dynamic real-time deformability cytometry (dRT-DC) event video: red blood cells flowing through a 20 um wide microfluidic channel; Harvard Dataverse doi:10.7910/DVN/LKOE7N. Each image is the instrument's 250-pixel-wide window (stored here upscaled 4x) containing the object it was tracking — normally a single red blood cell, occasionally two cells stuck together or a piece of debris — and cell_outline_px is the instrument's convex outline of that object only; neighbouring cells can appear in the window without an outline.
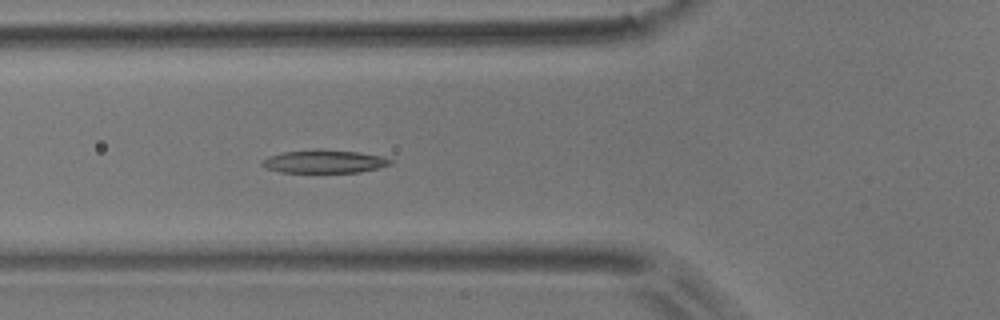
{"species": "common noctule bat (a hibernating species)", "species_latin": "Nyctalus noctula", "temperature_condition": "room temperature", "stored_images_in_passage": 6, "camera_frame_rate_fps": 3000, "um_per_image_px": 0.085, "animal": {"sex": "male", "body_mass_g": 17.9}, "frame": {"image": 1, "passage_image": 6, "time_ms": 1.667, "image_size_px": [1000, 320], "cell_outline_px": [[392, 164], [360, 172], [280, 172], [264, 168], [260, 164], [268, 156], [284, 152], [316, 148], [320, 148], [360, 152], [380, 156], [392, 160]], "centroid_in_image_um": [27.53, 13.71], "position_along_channel_um": 98.3, "area_um2": 17.4}}